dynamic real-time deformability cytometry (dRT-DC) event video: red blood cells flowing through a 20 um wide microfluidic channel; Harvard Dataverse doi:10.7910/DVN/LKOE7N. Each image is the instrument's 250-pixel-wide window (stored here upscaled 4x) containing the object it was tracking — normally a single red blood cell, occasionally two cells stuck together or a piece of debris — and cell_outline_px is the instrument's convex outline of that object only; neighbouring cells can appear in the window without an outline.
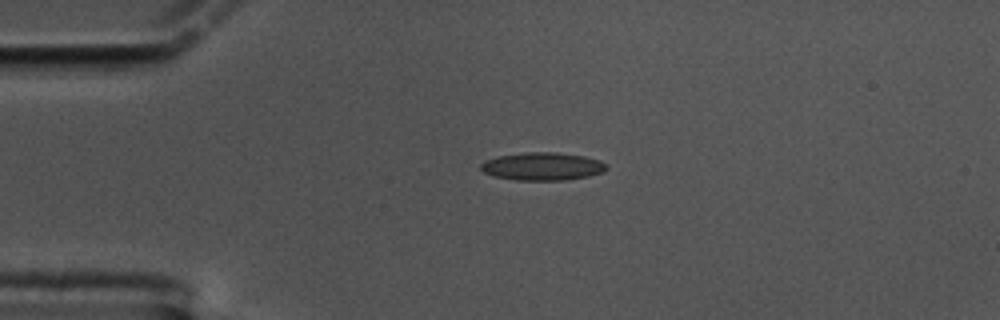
{"species": "common noctule bat (a hibernating species)", "species_latin": "Nyctalus noctula", "temperature_condition": "cold", "stored_images_in_passage": 47, "camera_frame_rate_fps": 3000, "um_per_image_px": 0.085, "animal": {"sex": "male", "body_mass_g": 17.5, "forearm_length_mm": 52.3}, "frame": {"image": 1, "passage_image": 1, "time_ms": 0.0, "image_size_px": [1000, 320], "cell_outline_px": [[608, 168], [604, 172], [588, 176], [564, 180], [516, 180], [492, 176], [484, 172], [480, 168], [480, 164], [484, 160], [496, 156], [524, 152], [556, 152], [584, 156], [600, 160], [608, 164]], "centroid_in_image_um": [46.1, 14.13], "position_along_channel_um": 38.9, "area_um2": 20.69}}
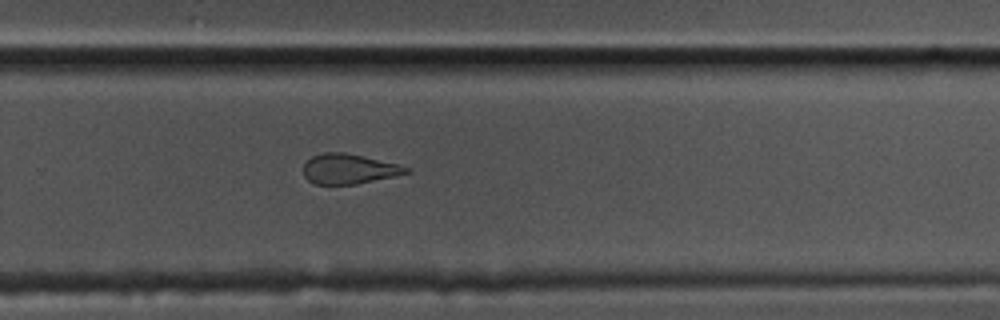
{"frame": {"image": 2, "passage_image": 27, "time_ms": 8.667, "image_size_px": [1000, 320], "cell_outline_px": [[412, 172], [396, 176], [356, 184], [316, 184], [308, 180], [304, 176], [304, 164], [312, 156], [324, 152], [344, 152], [364, 156], [400, 164], [412, 168]], "centroid_in_image_um": [29.72, 14.35], "position_along_channel_um": 300.1, "area_um2": 18.15}}
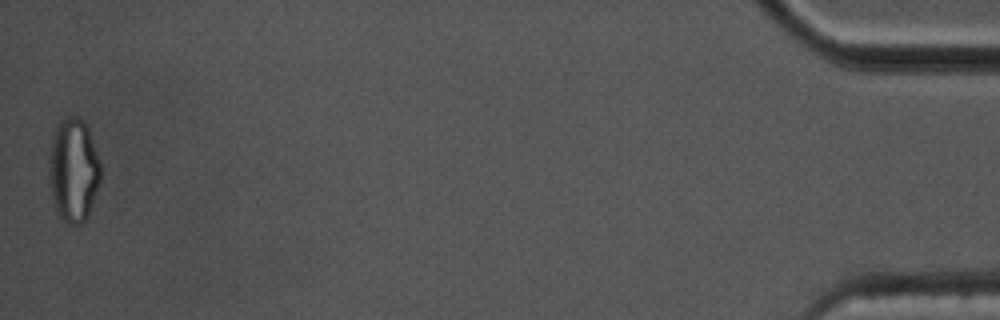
{"frame": {"image": 3, "passage_image": 47, "time_ms": 15.333, "image_size_px": [1000, 320], "cell_outline_px": [[100, 180], [88, 216], [80, 224], [64, 224], [60, 220], [56, 212], [52, 200], [48, 180], [48, 160], [52, 140], [56, 128], [60, 120], [68, 116], [76, 116], [84, 120], [88, 128], [100, 160]], "centroid_in_image_um": [6.22, 14.49], "position_along_channel_um": 429.0, "area_um2": 31.67}, "authors_computed_cell_mechanics": {"area_um2": 19.4786, "velocity_mm_per_s": 3.337, "shape_relaxation_time_tau1_ms": 8.2842, "shape_relaxation_time_tau2_ms": 3.249, "deformation_change_tau1": 0.2091, "deformation_change_tau2": 0.1214}}